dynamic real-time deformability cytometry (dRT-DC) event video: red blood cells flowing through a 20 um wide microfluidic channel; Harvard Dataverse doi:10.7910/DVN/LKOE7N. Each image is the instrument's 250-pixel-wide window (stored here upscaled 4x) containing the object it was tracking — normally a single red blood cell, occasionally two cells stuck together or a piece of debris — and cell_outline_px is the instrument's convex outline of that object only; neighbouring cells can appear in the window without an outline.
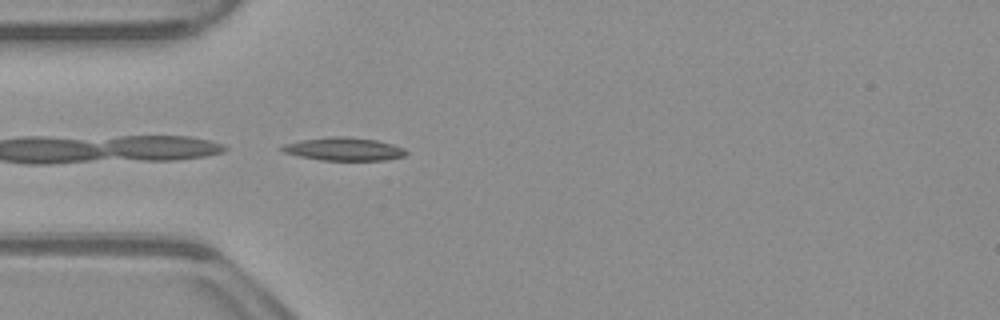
{"species": "common noctule bat (a hibernating species)", "species_latin": "Nyctalus noctula", "temperature_condition": "warm", "stored_images_in_passage": 38, "camera_frame_rate_fps": 3000, "um_per_image_px": 0.085, "animal": {"sex": "male", "body_mass_g": 23.1, "forearm_length_mm": 52.7}, "frame": {"image": 1, "passage_image": 1, "time_ms": 0.0, "image_size_px": [1000, 320], "cell_outline_px": [[408, 152], [404, 156], [388, 160], [320, 160], [300, 156], [284, 152], [276, 148], [284, 144], [300, 140], [332, 136], [344, 136], [376, 140], [392, 144], [404, 148]], "centroid_in_image_um": [29.21, 12.67], "position_along_channel_um": 55.8, "area_um2": 16.76}}
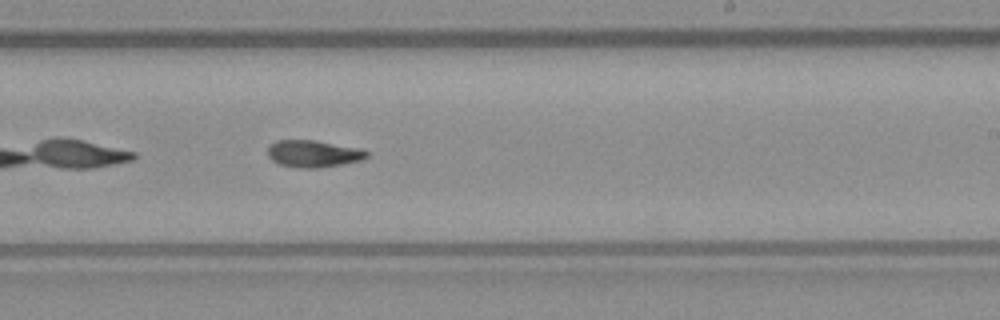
{"frame": {"image": 2, "passage_image": 17, "time_ms": 5.333, "image_size_px": [1000, 320], "cell_outline_px": [[368, 156], [364, 160], [320, 168], [300, 168], [280, 164], [272, 160], [268, 156], [268, 148], [276, 140], [316, 140], [360, 148], [368, 152]], "centroid_in_image_um": [26.67, 13.06], "position_along_channel_um": 262.3, "area_um2": 15.66}}
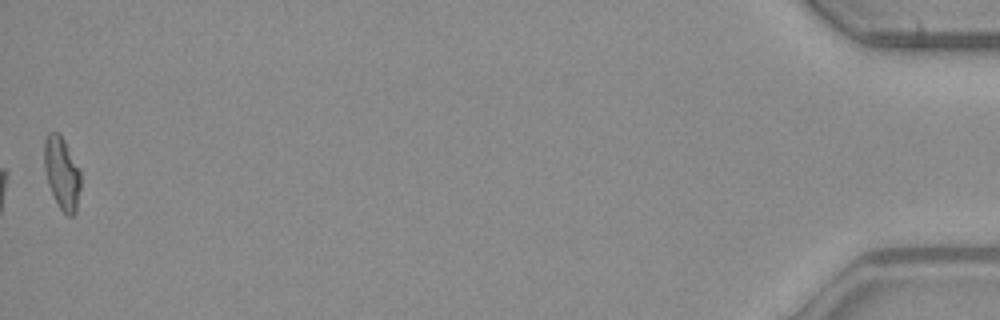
{"frame": {"image": 3, "passage_image": 38, "time_ms": 12.333, "image_size_px": [1000, 320], "cell_outline_px": [[80, 188], [76, 212], [72, 216], [68, 216], [60, 208], [48, 184], [44, 168], [44, 140], [48, 132], [60, 132], [80, 168]], "centroid_in_image_um": [5.26, 14.67], "position_along_channel_um": 429.9, "area_um2": 15.49}}